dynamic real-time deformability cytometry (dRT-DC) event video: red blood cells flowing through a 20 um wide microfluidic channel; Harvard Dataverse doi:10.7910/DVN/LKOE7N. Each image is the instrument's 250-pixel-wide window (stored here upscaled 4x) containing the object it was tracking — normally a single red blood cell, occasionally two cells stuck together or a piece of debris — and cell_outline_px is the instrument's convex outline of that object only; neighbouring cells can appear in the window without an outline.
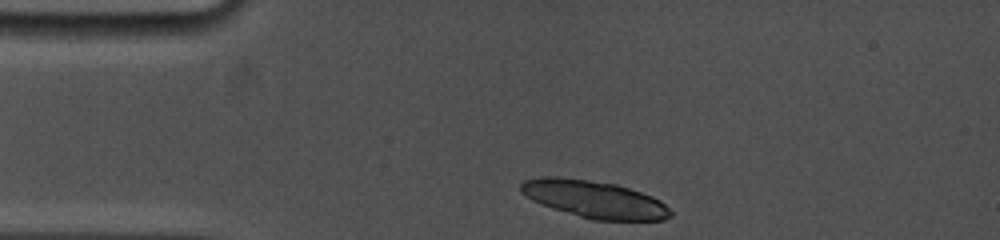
{"species": "common noctule bat (a hibernating species)", "species_latin": "Nyctalus noctula", "temperature_condition": "cold", "stored_images_in_passage": 3, "camera_frame_rate_fps": 5000, "um_per_image_px": 0.085, "animal": {"sex": "female", "body_mass_g": 19.0, "forearm_length_mm": 53.3}, "frame": {"image": 1, "passage_image": 1, "time_ms": 0.0, "image_size_px": [1000, 240], "cell_outline_px": [[672, 216], [664, 220], [592, 220], [552, 208], [532, 200], [520, 192], [520, 184], [524, 180], [540, 176], [560, 176], [616, 184], [652, 196], [660, 200], [672, 212]], "centroid_in_image_um": [50.49, 16.93], "position_along_channel_um": 34.5, "area_um2": 32.54}}